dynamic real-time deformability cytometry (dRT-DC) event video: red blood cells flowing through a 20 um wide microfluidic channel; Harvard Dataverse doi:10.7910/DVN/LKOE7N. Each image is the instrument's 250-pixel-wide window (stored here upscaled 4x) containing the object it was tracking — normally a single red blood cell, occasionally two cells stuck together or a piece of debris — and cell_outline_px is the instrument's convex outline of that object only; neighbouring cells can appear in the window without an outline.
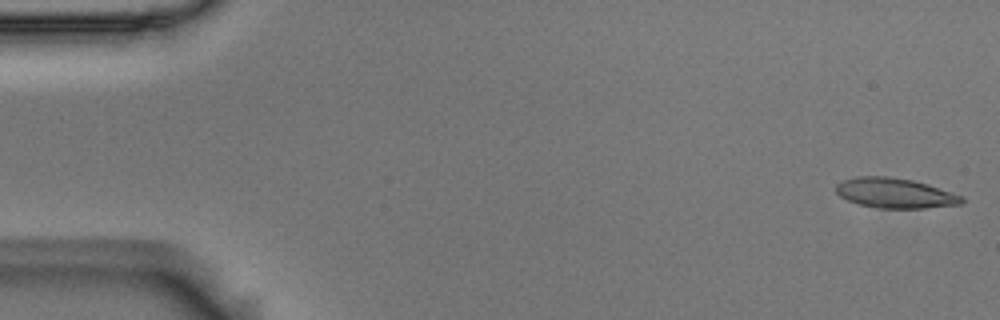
{"species": "Egyptian fruit bat (a non-hibernating species)", "species_latin": "Rousettus aegyptiacus", "temperature_condition": "room temperature", "stored_images_in_passage": 54, "camera_frame_rate_fps": 3000, "um_per_image_px": 0.085, "animal": {"sex": "male"}, "frame": {"image": 1, "passage_image": 1, "time_ms": 0.0, "image_size_px": [1000, 320], "cell_outline_px": [[964, 200], [960, 204], [924, 208], [880, 208], [860, 204], [848, 200], [840, 196], [836, 192], [836, 184], [844, 180], [856, 176], [888, 176], [912, 180], [928, 184], [960, 196]], "centroid_in_image_um": [76.03, 16.4], "position_along_channel_um": 9.0, "area_um2": 21.68}}
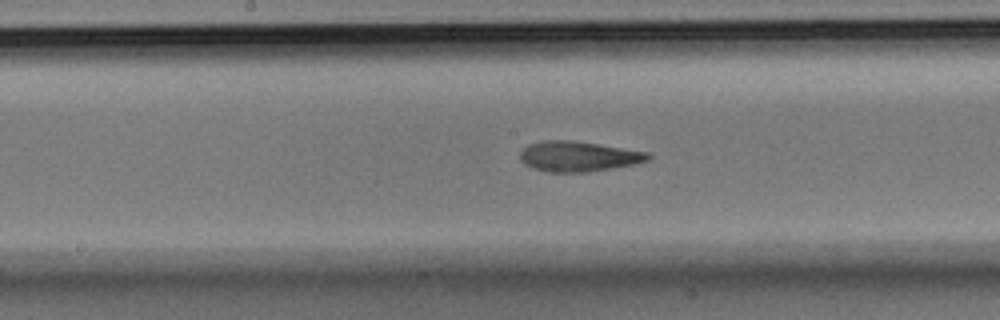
{"frame": {"image": 2, "passage_image": 27, "time_ms": 8.667, "image_size_px": [1000, 320], "cell_outline_px": [[652, 156], [648, 160], [636, 164], [588, 172], [548, 172], [532, 168], [524, 164], [520, 160], [520, 152], [528, 144], [540, 140], [572, 140], [600, 144], [648, 152]], "centroid_in_image_um": [49.15, 13.29], "position_along_channel_um": 199.1, "area_um2": 22.77}}
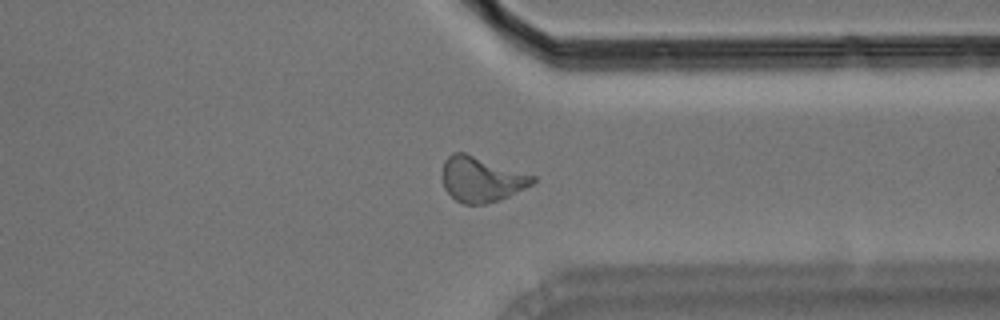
{"frame": {"image": 3, "passage_image": 41, "time_ms": 13.333, "image_size_px": [1000, 320], "cell_outline_px": [[536, 180], [532, 184], [500, 200], [484, 204], [464, 204], [456, 200], [444, 188], [440, 176], [440, 172], [444, 160], [452, 152], [464, 152], [536, 176]], "centroid_in_image_um": [40.86, 15.23], "position_along_channel_um": 370.5, "area_um2": 23.93}, "authors_computed_cell_mechanics": {"area_um2": 22.253, "velocity_mm_per_s": 3.7107, "shape_relaxation_time_tau1_ms": 7.1471, "shape_relaxation_time_tau2_ms": 2.5698, "deformation_change_tau1": 0.2423, "deformation_change_tau2": 0.1131}}